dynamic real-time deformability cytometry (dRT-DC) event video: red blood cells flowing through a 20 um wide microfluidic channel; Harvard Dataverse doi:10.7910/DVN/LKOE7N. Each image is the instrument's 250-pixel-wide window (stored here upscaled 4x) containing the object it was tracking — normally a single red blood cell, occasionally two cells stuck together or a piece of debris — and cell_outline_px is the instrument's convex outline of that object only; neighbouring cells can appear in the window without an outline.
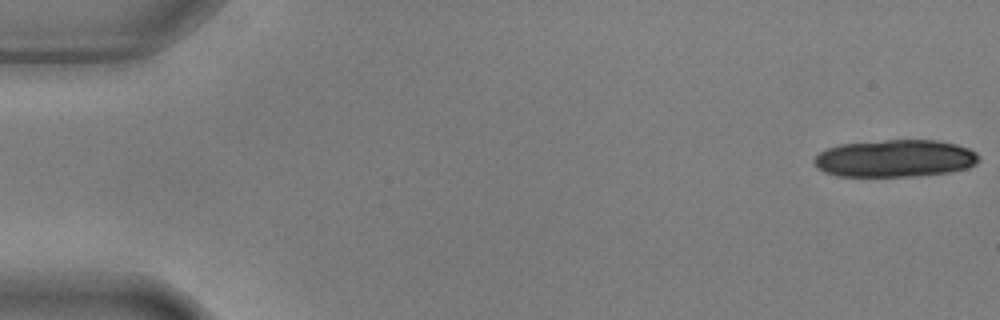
{"species": "common noctule bat (a hibernating species)", "species_latin": "Nyctalus noctula", "temperature_condition": "warm", "stored_images_in_passage": 19, "camera_frame_rate_fps": 3000, "um_per_image_px": 0.085, "animal": {"sex": "male", "body_mass_g": 17.9, "forearm_length_mm": 54.2}, "frame": {"image": 1, "passage_image": 1, "time_ms": 0.0, "image_size_px": [1000, 320], "cell_outline_px": [[980, 160], [976, 164], [968, 168], [948, 172], [908, 176], [836, 176], [824, 172], [816, 168], [812, 164], [812, 160], [820, 152], [828, 148], [840, 144], [884, 140], [936, 140], [956, 144], [968, 148], [976, 152], [980, 156]], "centroid_in_image_um": [76.05, 13.46], "position_along_channel_um": 8.9, "area_um2": 36.01}}